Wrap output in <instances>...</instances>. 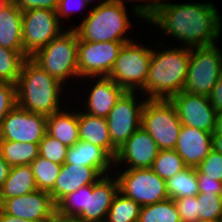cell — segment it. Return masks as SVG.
<instances>
[{
	"label": "cell",
	"mask_w": 222,
	"mask_h": 222,
	"mask_svg": "<svg viewBox=\"0 0 222 222\" xmlns=\"http://www.w3.org/2000/svg\"><path fill=\"white\" fill-rule=\"evenodd\" d=\"M221 18L212 2L173 4L163 0L148 23L191 49L217 43L222 34Z\"/></svg>",
	"instance_id": "1"
},
{
	"label": "cell",
	"mask_w": 222,
	"mask_h": 222,
	"mask_svg": "<svg viewBox=\"0 0 222 222\" xmlns=\"http://www.w3.org/2000/svg\"><path fill=\"white\" fill-rule=\"evenodd\" d=\"M190 55L191 49L184 46L161 51L153 49L148 77L141 89L143 96H147V99L170 100L183 91Z\"/></svg>",
	"instance_id": "2"
},
{
	"label": "cell",
	"mask_w": 222,
	"mask_h": 222,
	"mask_svg": "<svg viewBox=\"0 0 222 222\" xmlns=\"http://www.w3.org/2000/svg\"><path fill=\"white\" fill-rule=\"evenodd\" d=\"M62 87L64 84L28 57L22 65L16 84L17 106L29 112L50 116L61 110Z\"/></svg>",
	"instance_id": "3"
},
{
	"label": "cell",
	"mask_w": 222,
	"mask_h": 222,
	"mask_svg": "<svg viewBox=\"0 0 222 222\" xmlns=\"http://www.w3.org/2000/svg\"><path fill=\"white\" fill-rule=\"evenodd\" d=\"M127 7L120 2L112 1L92 7L80 25L73 27L78 41L90 42H130L132 38L125 37L131 27ZM124 35V36H123Z\"/></svg>",
	"instance_id": "4"
},
{
	"label": "cell",
	"mask_w": 222,
	"mask_h": 222,
	"mask_svg": "<svg viewBox=\"0 0 222 222\" xmlns=\"http://www.w3.org/2000/svg\"><path fill=\"white\" fill-rule=\"evenodd\" d=\"M31 58L62 84L76 77L78 72V36L71 27L39 49ZM78 77V78H77Z\"/></svg>",
	"instance_id": "5"
},
{
	"label": "cell",
	"mask_w": 222,
	"mask_h": 222,
	"mask_svg": "<svg viewBox=\"0 0 222 222\" xmlns=\"http://www.w3.org/2000/svg\"><path fill=\"white\" fill-rule=\"evenodd\" d=\"M141 127L150 134L159 150H170L176 147L182 123L171 100L147 99Z\"/></svg>",
	"instance_id": "6"
},
{
	"label": "cell",
	"mask_w": 222,
	"mask_h": 222,
	"mask_svg": "<svg viewBox=\"0 0 222 222\" xmlns=\"http://www.w3.org/2000/svg\"><path fill=\"white\" fill-rule=\"evenodd\" d=\"M153 50L141 43L127 42L121 47L108 78L127 92H135L145 86Z\"/></svg>",
	"instance_id": "7"
},
{
	"label": "cell",
	"mask_w": 222,
	"mask_h": 222,
	"mask_svg": "<svg viewBox=\"0 0 222 222\" xmlns=\"http://www.w3.org/2000/svg\"><path fill=\"white\" fill-rule=\"evenodd\" d=\"M215 45L191 48L184 91L209 97L222 76V52Z\"/></svg>",
	"instance_id": "8"
},
{
	"label": "cell",
	"mask_w": 222,
	"mask_h": 222,
	"mask_svg": "<svg viewBox=\"0 0 222 222\" xmlns=\"http://www.w3.org/2000/svg\"><path fill=\"white\" fill-rule=\"evenodd\" d=\"M119 192L141 207L168 197L166 181L151 168L126 169L117 173Z\"/></svg>",
	"instance_id": "9"
},
{
	"label": "cell",
	"mask_w": 222,
	"mask_h": 222,
	"mask_svg": "<svg viewBox=\"0 0 222 222\" xmlns=\"http://www.w3.org/2000/svg\"><path fill=\"white\" fill-rule=\"evenodd\" d=\"M56 11L50 9H31L22 12L23 50L33 56L63 31Z\"/></svg>",
	"instance_id": "10"
},
{
	"label": "cell",
	"mask_w": 222,
	"mask_h": 222,
	"mask_svg": "<svg viewBox=\"0 0 222 222\" xmlns=\"http://www.w3.org/2000/svg\"><path fill=\"white\" fill-rule=\"evenodd\" d=\"M136 92H125L106 117L112 144L119 149L141 127L142 110L147 98L139 104Z\"/></svg>",
	"instance_id": "11"
},
{
	"label": "cell",
	"mask_w": 222,
	"mask_h": 222,
	"mask_svg": "<svg viewBox=\"0 0 222 222\" xmlns=\"http://www.w3.org/2000/svg\"><path fill=\"white\" fill-rule=\"evenodd\" d=\"M127 42L78 41L79 77H108L123 44Z\"/></svg>",
	"instance_id": "12"
},
{
	"label": "cell",
	"mask_w": 222,
	"mask_h": 222,
	"mask_svg": "<svg viewBox=\"0 0 222 222\" xmlns=\"http://www.w3.org/2000/svg\"><path fill=\"white\" fill-rule=\"evenodd\" d=\"M47 132V116L16 106L0 126V140L39 144Z\"/></svg>",
	"instance_id": "13"
},
{
	"label": "cell",
	"mask_w": 222,
	"mask_h": 222,
	"mask_svg": "<svg viewBox=\"0 0 222 222\" xmlns=\"http://www.w3.org/2000/svg\"><path fill=\"white\" fill-rule=\"evenodd\" d=\"M0 209L12 216L37 222H49L56 215V205L50 193L38 189L26 195L0 199Z\"/></svg>",
	"instance_id": "14"
},
{
	"label": "cell",
	"mask_w": 222,
	"mask_h": 222,
	"mask_svg": "<svg viewBox=\"0 0 222 222\" xmlns=\"http://www.w3.org/2000/svg\"><path fill=\"white\" fill-rule=\"evenodd\" d=\"M170 100L176 107L182 125L214 132L216 110L212 107L209 97L189 94L183 90Z\"/></svg>",
	"instance_id": "15"
},
{
	"label": "cell",
	"mask_w": 222,
	"mask_h": 222,
	"mask_svg": "<svg viewBox=\"0 0 222 222\" xmlns=\"http://www.w3.org/2000/svg\"><path fill=\"white\" fill-rule=\"evenodd\" d=\"M158 152L156 142L144 128L140 127L118 149L114 166H117V163L126 162V165L129 164L127 169L151 168Z\"/></svg>",
	"instance_id": "16"
},
{
	"label": "cell",
	"mask_w": 222,
	"mask_h": 222,
	"mask_svg": "<svg viewBox=\"0 0 222 222\" xmlns=\"http://www.w3.org/2000/svg\"><path fill=\"white\" fill-rule=\"evenodd\" d=\"M105 175L95 184H92V192H87L86 207L76 218L81 222H105L114 196L119 191L117 177L113 179Z\"/></svg>",
	"instance_id": "17"
},
{
	"label": "cell",
	"mask_w": 222,
	"mask_h": 222,
	"mask_svg": "<svg viewBox=\"0 0 222 222\" xmlns=\"http://www.w3.org/2000/svg\"><path fill=\"white\" fill-rule=\"evenodd\" d=\"M101 177L103 176L93 167L64 163L49 192L52 201L57 205L67 195L83 186L95 184Z\"/></svg>",
	"instance_id": "18"
},
{
	"label": "cell",
	"mask_w": 222,
	"mask_h": 222,
	"mask_svg": "<svg viewBox=\"0 0 222 222\" xmlns=\"http://www.w3.org/2000/svg\"><path fill=\"white\" fill-rule=\"evenodd\" d=\"M174 150L187 167L196 168L212 150V133L182 125Z\"/></svg>",
	"instance_id": "19"
},
{
	"label": "cell",
	"mask_w": 222,
	"mask_h": 222,
	"mask_svg": "<svg viewBox=\"0 0 222 222\" xmlns=\"http://www.w3.org/2000/svg\"><path fill=\"white\" fill-rule=\"evenodd\" d=\"M93 84L85 103L88 110L85 109L83 112L92 116L106 118L126 91L108 77H98Z\"/></svg>",
	"instance_id": "20"
},
{
	"label": "cell",
	"mask_w": 222,
	"mask_h": 222,
	"mask_svg": "<svg viewBox=\"0 0 222 222\" xmlns=\"http://www.w3.org/2000/svg\"><path fill=\"white\" fill-rule=\"evenodd\" d=\"M65 163L93 167L102 176L112 174L111 164L114 167V159L103 148L81 140L69 147Z\"/></svg>",
	"instance_id": "21"
},
{
	"label": "cell",
	"mask_w": 222,
	"mask_h": 222,
	"mask_svg": "<svg viewBox=\"0 0 222 222\" xmlns=\"http://www.w3.org/2000/svg\"><path fill=\"white\" fill-rule=\"evenodd\" d=\"M79 140L103 148L113 159L118 149L112 144L106 118L78 111Z\"/></svg>",
	"instance_id": "22"
},
{
	"label": "cell",
	"mask_w": 222,
	"mask_h": 222,
	"mask_svg": "<svg viewBox=\"0 0 222 222\" xmlns=\"http://www.w3.org/2000/svg\"><path fill=\"white\" fill-rule=\"evenodd\" d=\"M0 46L24 52L22 11L13 2L0 13Z\"/></svg>",
	"instance_id": "23"
},
{
	"label": "cell",
	"mask_w": 222,
	"mask_h": 222,
	"mask_svg": "<svg viewBox=\"0 0 222 222\" xmlns=\"http://www.w3.org/2000/svg\"><path fill=\"white\" fill-rule=\"evenodd\" d=\"M47 133L65 144L73 146L79 141L78 112H66L59 110L47 116Z\"/></svg>",
	"instance_id": "24"
},
{
	"label": "cell",
	"mask_w": 222,
	"mask_h": 222,
	"mask_svg": "<svg viewBox=\"0 0 222 222\" xmlns=\"http://www.w3.org/2000/svg\"><path fill=\"white\" fill-rule=\"evenodd\" d=\"M37 190L33 170L30 165L11 167L0 191V199L14 198Z\"/></svg>",
	"instance_id": "25"
},
{
	"label": "cell",
	"mask_w": 222,
	"mask_h": 222,
	"mask_svg": "<svg viewBox=\"0 0 222 222\" xmlns=\"http://www.w3.org/2000/svg\"><path fill=\"white\" fill-rule=\"evenodd\" d=\"M0 155L10 167L30 165L39 156L38 144L0 140Z\"/></svg>",
	"instance_id": "26"
},
{
	"label": "cell",
	"mask_w": 222,
	"mask_h": 222,
	"mask_svg": "<svg viewBox=\"0 0 222 222\" xmlns=\"http://www.w3.org/2000/svg\"><path fill=\"white\" fill-rule=\"evenodd\" d=\"M166 186L170 199L196 196L199 193L196 168L187 167L175 174L166 180Z\"/></svg>",
	"instance_id": "27"
},
{
	"label": "cell",
	"mask_w": 222,
	"mask_h": 222,
	"mask_svg": "<svg viewBox=\"0 0 222 222\" xmlns=\"http://www.w3.org/2000/svg\"><path fill=\"white\" fill-rule=\"evenodd\" d=\"M138 222H181L173 199L141 207Z\"/></svg>",
	"instance_id": "28"
},
{
	"label": "cell",
	"mask_w": 222,
	"mask_h": 222,
	"mask_svg": "<svg viewBox=\"0 0 222 222\" xmlns=\"http://www.w3.org/2000/svg\"><path fill=\"white\" fill-rule=\"evenodd\" d=\"M141 206L121 192L114 196L105 222H138Z\"/></svg>",
	"instance_id": "29"
},
{
	"label": "cell",
	"mask_w": 222,
	"mask_h": 222,
	"mask_svg": "<svg viewBox=\"0 0 222 222\" xmlns=\"http://www.w3.org/2000/svg\"><path fill=\"white\" fill-rule=\"evenodd\" d=\"M29 56L0 46V81L17 84L22 65Z\"/></svg>",
	"instance_id": "30"
},
{
	"label": "cell",
	"mask_w": 222,
	"mask_h": 222,
	"mask_svg": "<svg viewBox=\"0 0 222 222\" xmlns=\"http://www.w3.org/2000/svg\"><path fill=\"white\" fill-rule=\"evenodd\" d=\"M184 160L174 149L159 150L151 169L165 181L186 169Z\"/></svg>",
	"instance_id": "31"
},
{
	"label": "cell",
	"mask_w": 222,
	"mask_h": 222,
	"mask_svg": "<svg viewBox=\"0 0 222 222\" xmlns=\"http://www.w3.org/2000/svg\"><path fill=\"white\" fill-rule=\"evenodd\" d=\"M30 166L33 170L37 189L50 192L55 185L62 165L38 156Z\"/></svg>",
	"instance_id": "32"
},
{
	"label": "cell",
	"mask_w": 222,
	"mask_h": 222,
	"mask_svg": "<svg viewBox=\"0 0 222 222\" xmlns=\"http://www.w3.org/2000/svg\"><path fill=\"white\" fill-rule=\"evenodd\" d=\"M87 192H92V185H86L64 197L56 205V214L65 218L76 219L85 209Z\"/></svg>",
	"instance_id": "33"
},
{
	"label": "cell",
	"mask_w": 222,
	"mask_h": 222,
	"mask_svg": "<svg viewBox=\"0 0 222 222\" xmlns=\"http://www.w3.org/2000/svg\"><path fill=\"white\" fill-rule=\"evenodd\" d=\"M38 147L39 156L42 158L61 165L65 163L69 147L50 136L47 132L39 142Z\"/></svg>",
	"instance_id": "34"
},
{
	"label": "cell",
	"mask_w": 222,
	"mask_h": 222,
	"mask_svg": "<svg viewBox=\"0 0 222 222\" xmlns=\"http://www.w3.org/2000/svg\"><path fill=\"white\" fill-rule=\"evenodd\" d=\"M199 203V220L222 221V195H196Z\"/></svg>",
	"instance_id": "35"
},
{
	"label": "cell",
	"mask_w": 222,
	"mask_h": 222,
	"mask_svg": "<svg viewBox=\"0 0 222 222\" xmlns=\"http://www.w3.org/2000/svg\"><path fill=\"white\" fill-rule=\"evenodd\" d=\"M196 175L197 178H211L222 182V154L212 149L196 167Z\"/></svg>",
	"instance_id": "36"
},
{
	"label": "cell",
	"mask_w": 222,
	"mask_h": 222,
	"mask_svg": "<svg viewBox=\"0 0 222 222\" xmlns=\"http://www.w3.org/2000/svg\"><path fill=\"white\" fill-rule=\"evenodd\" d=\"M17 106L16 84L0 81V126L6 115Z\"/></svg>",
	"instance_id": "37"
},
{
	"label": "cell",
	"mask_w": 222,
	"mask_h": 222,
	"mask_svg": "<svg viewBox=\"0 0 222 222\" xmlns=\"http://www.w3.org/2000/svg\"><path fill=\"white\" fill-rule=\"evenodd\" d=\"M181 222H197L199 220V201L196 196L173 199Z\"/></svg>",
	"instance_id": "38"
},
{
	"label": "cell",
	"mask_w": 222,
	"mask_h": 222,
	"mask_svg": "<svg viewBox=\"0 0 222 222\" xmlns=\"http://www.w3.org/2000/svg\"><path fill=\"white\" fill-rule=\"evenodd\" d=\"M117 2H120L122 5L126 6L124 2H126L125 0H114ZM128 1H135V0H128ZM141 2H144V4H136L135 6H133L132 11L134 12V14L136 15L135 17H139L142 18L143 21L148 22L157 12V9L159 7V5L162 3V0H136ZM147 1V2H146ZM146 2V3H145ZM149 2V3H148Z\"/></svg>",
	"instance_id": "39"
},
{
	"label": "cell",
	"mask_w": 222,
	"mask_h": 222,
	"mask_svg": "<svg viewBox=\"0 0 222 222\" xmlns=\"http://www.w3.org/2000/svg\"><path fill=\"white\" fill-rule=\"evenodd\" d=\"M12 2L23 12L31 9L57 10L59 0H12Z\"/></svg>",
	"instance_id": "40"
},
{
	"label": "cell",
	"mask_w": 222,
	"mask_h": 222,
	"mask_svg": "<svg viewBox=\"0 0 222 222\" xmlns=\"http://www.w3.org/2000/svg\"><path fill=\"white\" fill-rule=\"evenodd\" d=\"M198 191L201 194L222 195V182L211 178H197Z\"/></svg>",
	"instance_id": "41"
},
{
	"label": "cell",
	"mask_w": 222,
	"mask_h": 222,
	"mask_svg": "<svg viewBox=\"0 0 222 222\" xmlns=\"http://www.w3.org/2000/svg\"><path fill=\"white\" fill-rule=\"evenodd\" d=\"M71 0H59V3H58V7H57V10H56V14L58 16V19L59 21L61 19H64V17L67 19L71 16V13H73V10H71L72 8H70L71 5H69V3H72V1L70 2ZM74 1H77V0H74ZM78 5L76 3V5L78 6L77 9H75V7L73 9H75L74 11L78 10L81 8L83 9V7L86 8V6H88V3L85 1V0H78ZM72 11V12H71ZM69 16V17H68Z\"/></svg>",
	"instance_id": "42"
},
{
	"label": "cell",
	"mask_w": 222,
	"mask_h": 222,
	"mask_svg": "<svg viewBox=\"0 0 222 222\" xmlns=\"http://www.w3.org/2000/svg\"><path fill=\"white\" fill-rule=\"evenodd\" d=\"M209 100L216 112L222 111V76L212 89Z\"/></svg>",
	"instance_id": "43"
},
{
	"label": "cell",
	"mask_w": 222,
	"mask_h": 222,
	"mask_svg": "<svg viewBox=\"0 0 222 222\" xmlns=\"http://www.w3.org/2000/svg\"><path fill=\"white\" fill-rule=\"evenodd\" d=\"M9 164L5 161V159L0 155V191L4 185L6 178L8 177L10 171Z\"/></svg>",
	"instance_id": "44"
},
{
	"label": "cell",
	"mask_w": 222,
	"mask_h": 222,
	"mask_svg": "<svg viewBox=\"0 0 222 222\" xmlns=\"http://www.w3.org/2000/svg\"><path fill=\"white\" fill-rule=\"evenodd\" d=\"M0 222H37V221H30V220L21 219V218L12 216L10 214L4 213L0 209Z\"/></svg>",
	"instance_id": "45"
},
{
	"label": "cell",
	"mask_w": 222,
	"mask_h": 222,
	"mask_svg": "<svg viewBox=\"0 0 222 222\" xmlns=\"http://www.w3.org/2000/svg\"><path fill=\"white\" fill-rule=\"evenodd\" d=\"M212 149L222 154V134H212Z\"/></svg>",
	"instance_id": "46"
},
{
	"label": "cell",
	"mask_w": 222,
	"mask_h": 222,
	"mask_svg": "<svg viewBox=\"0 0 222 222\" xmlns=\"http://www.w3.org/2000/svg\"><path fill=\"white\" fill-rule=\"evenodd\" d=\"M212 134H222V111L216 112L215 130Z\"/></svg>",
	"instance_id": "47"
},
{
	"label": "cell",
	"mask_w": 222,
	"mask_h": 222,
	"mask_svg": "<svg viewBox=\"0 0 222 222\" xmlns=\"http://www.w3.org/2000/svg\"><path fill=\"white\" fill-rule=\"evenodd\" d=\"M49 222H81L74 218H65L59 215H55Z\"/></svg>",
	"instance_id": "48"
},
{
	"label": "cell",
	"mask_w": 222,
	"mask_h": 222,
	"mask_svg": "<svg viewBox=\"0 0 222 222\" xmlns=\"http://www.w3.org/2000/svg\"><path fill=\"white\" fill-rule=\"evenodd\" d=\"M12 3V0H0V13Z\"/></svg>",
	"instance_id": "49"
},
{
	"label": "cell",
	"mask_w": 222,
	"mask_h": 222,
	"mask_svg": "<svg viewBox=\"0 0 222 222\" xmlns=\"http://www.w3.org/2000/svg\"><path fill=\"white\" fill-rule=\"evenodd\" d=\"M85 1L89 4V3L92 2L93 0H85ZM112 1H114V0H102V1L99 3V5L107 4V3H110V2H112Z\"/></svg>",
	"instance_id": "50"
},
{
	"label": "cell",
	"mask_w": 222,
	"mask_h": 222,
	"mask_svg": "<svg viewBox=\"0 0 222 222\" xmlns=\"http://www.w3.org/2000/svg\"><path fill=\"white\" fill-rule=\"evenodd\" d=\"M197 222H222V221L198 220Z\"/></svg>",
	"instance_id": "51"
}]
</instances>
